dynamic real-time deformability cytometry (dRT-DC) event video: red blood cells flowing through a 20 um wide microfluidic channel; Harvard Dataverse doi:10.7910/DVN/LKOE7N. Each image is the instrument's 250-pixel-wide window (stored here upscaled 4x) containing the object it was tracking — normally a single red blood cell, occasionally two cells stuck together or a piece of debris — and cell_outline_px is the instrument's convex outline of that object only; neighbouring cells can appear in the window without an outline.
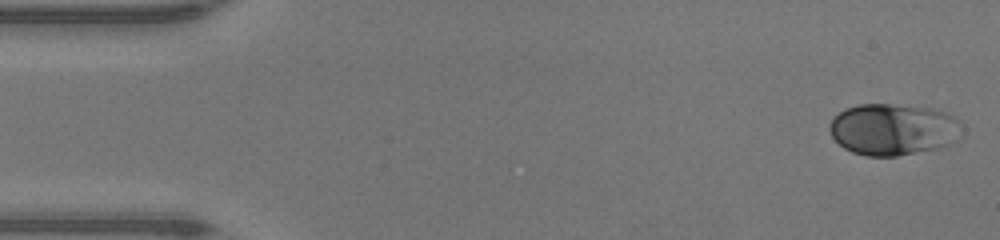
{"species": "human", "species_latin": "Homo sapiens", "temperature_condition": "warm", "stored_images_in_passage": 46, "camera_frame_rate_fps": 3000, "um_per_image_px": 0.085, "donor": {"sex": "male"}, "frame": {"image": 1, "passage_image": 1, "time_ms": 0.0, "image_size_px": [1000, 240], "cell_outline_px": [[960, 120], [948, 144], [936, 148], [896, 156], [864, 156], [852, 152], [844, 148], [832, 136], [828, 128], [828, 124], [832, 116], [848, 108], [860, 104], [888, 104], [932, 108], [956, 116]], "centroid_in_image_um": [75.79, 10.98], "position_along_channel_um": 9.2, "area_um2": 39.07}}
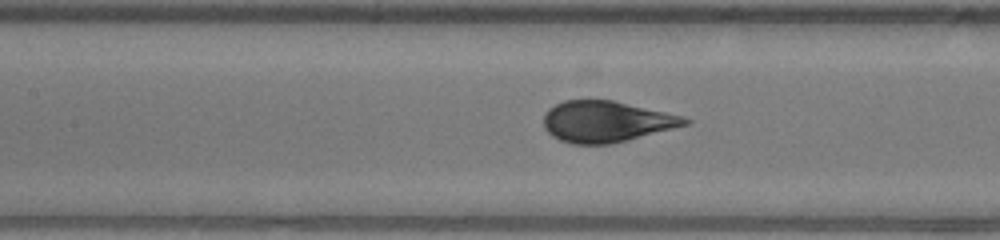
{"frame": {"image": 2, "passage_image": 20, "time_ms": 6.333, "image_size_px": [1000, 240], "cell_outline_px": [[692, 120], [688, 124], [608, 144], [572, 144], [560, 140], [552, 136], [544, 128], [544, 116], [548, 108], [564, 100], [612, 100], [684, 116]], "centroid_in_image_um": [51.49, 10.32], "position_along_channel_um": 155.9, "area_um2": 33.41}}
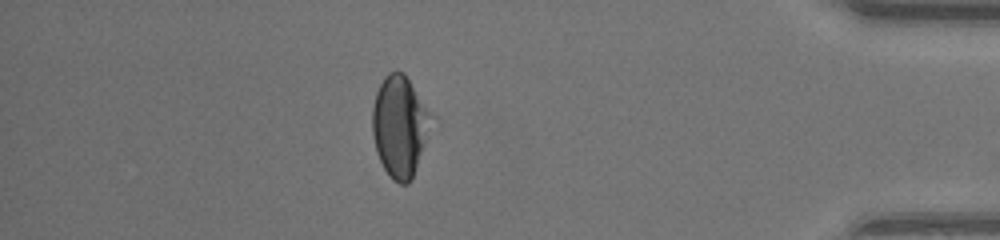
{"frame": {"image": 3, "passage_image": 40, "time_ms": 13.0, "image_size_px": [1000, 240], "cell_outline_px": [[428, 112], [424, 144], [412, 176], [408, 184], [400, 184], [392, 180], [384, 168], [376, 152], [372, 136], [372, 108], [376, 92], [384, 76], [388, 72], [396, 68], [404, 72]], "centroid_in_image_um": [33.87, 10.7], "position_along_channel_um": 401.3, "area_um2": 33.47}, "authors_computed_cell_mechanics": {"area_um2": 35.7493, "velocity_mm_per_s": 4.3783, "shape_relaxation_time_tau1_ms": 4.2111, "shape_relaxation_time_tau2_ms": null, "deformation_change_tau1": 0.1939, "deformation_change_tau2": null}}